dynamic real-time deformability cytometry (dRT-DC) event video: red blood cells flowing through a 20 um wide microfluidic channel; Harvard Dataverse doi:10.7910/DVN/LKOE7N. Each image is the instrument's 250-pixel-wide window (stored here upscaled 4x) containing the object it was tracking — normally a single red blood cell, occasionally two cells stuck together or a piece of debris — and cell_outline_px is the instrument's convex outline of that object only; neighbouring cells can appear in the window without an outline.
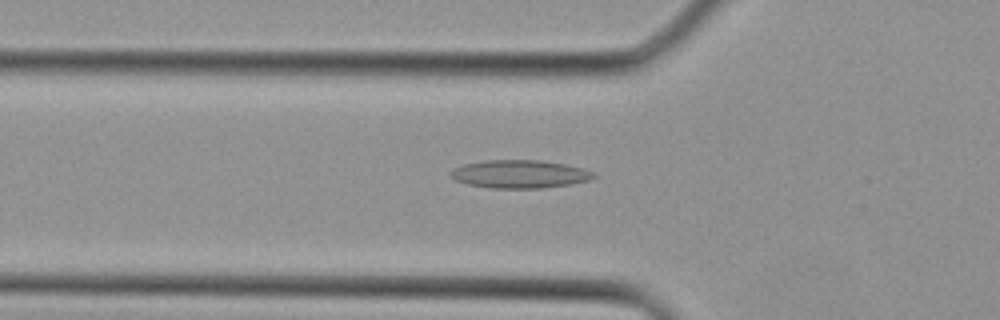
{"species": "Egyptian fruit bat (a non-hibernating species)", "species_latin": "Rousettus aegyptiacus", "temperature_condition": "cold", "stored_images_in_passage": 24, "camera_frame_rate_fps": 3000, "um_per_image_px": 0.085, "animal": {"sex": "female"}, "frame": {"image": 1, "passage_image": 11, "time_ms": 3.333, "image_size_px": [1000, 320], "cell_outline_px": [[600, 176], [588, 180], [572, 184], [544, 188], [488, 188], [468, 184], [456, 180], [448, 172], [452, 168], [464, 164], [484, 160], [540, 160], [564, 164], [584, 168]], "centroid_in_image_um": [44.19, 14.8], "position_along_channel_um": 81.6, "area_um2": 23.58}}
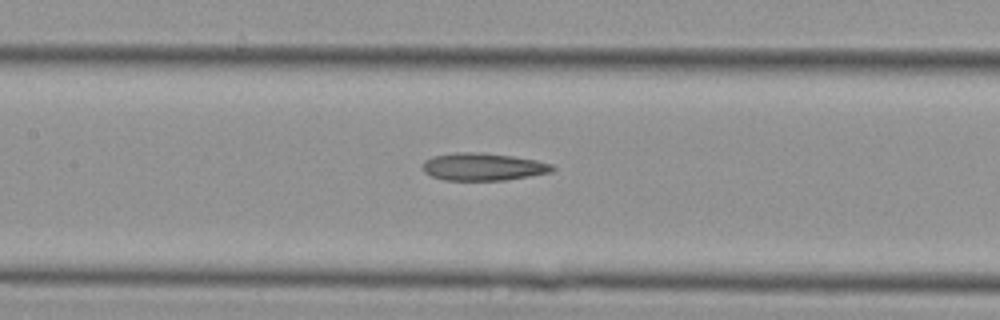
{"frame": {"image": 2, "passage_image": 16, "time_ms": 5.0, "image_size_px": [1000, 320], "cell_outline_px": [[556, 168], [552, 172], [504, 180], [444, 180], [432, 176], [424, 172], [424, 160], [432, 156], [456, 152], [480, 152], [512, 156], [536, 160], [552, 164]], "centroid_in_image_um": [41.06, 14.17], "position_along_channel_um": 166.3, "area_um2": 20.75}}
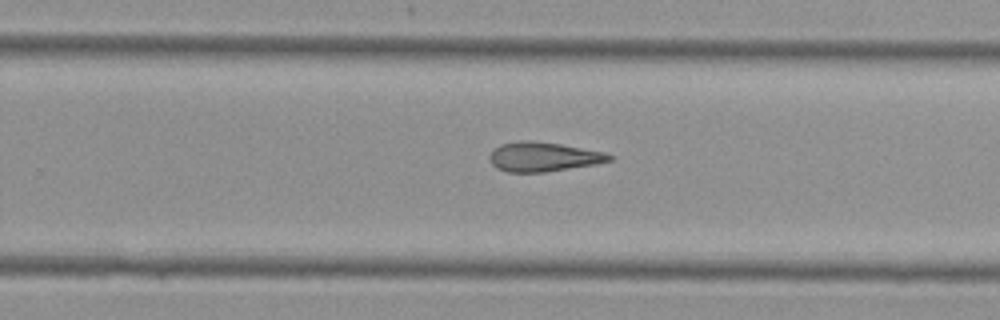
{"frame": {"image": 3, "passage_image": 23, "time_ms": 7.333, "image_size_px": [1000, 320], "cell_outline_px": [[616, 156], [612, 160], [596, 164], [544, 172], [508, 172], [496, 168], [492, 164], [488, 156], [500, 144], [520, 140], [528, 140], [560, 144], [604, 152]], "centroid_in_image_um": [46.19, 13.33], "position_along_channel_um": 283.6, "area_um2": 20.46}}